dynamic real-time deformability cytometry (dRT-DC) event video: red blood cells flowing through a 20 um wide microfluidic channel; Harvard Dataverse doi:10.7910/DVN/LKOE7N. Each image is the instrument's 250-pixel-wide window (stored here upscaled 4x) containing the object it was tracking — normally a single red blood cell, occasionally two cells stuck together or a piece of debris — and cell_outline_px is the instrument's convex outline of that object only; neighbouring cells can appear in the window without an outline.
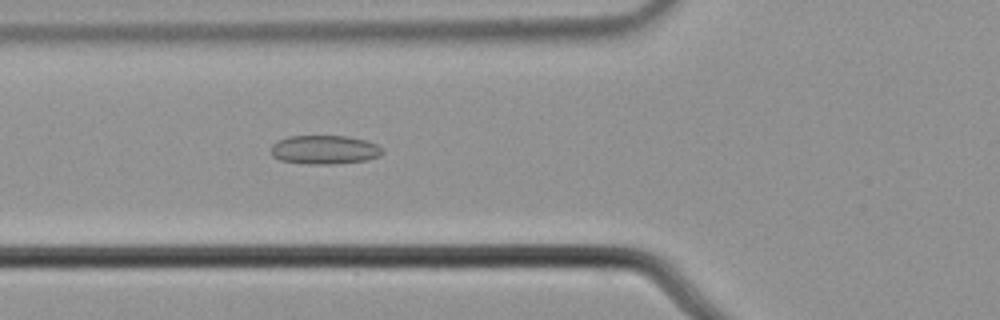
{"species": "common noctule bat (a hibernating species)", "species_latin": "Nyctalus noctula", "temperature_condition": "cold", "stored_images_in_passage": 4, "camera_frame_rate_fps": 3000, "um_per_image_px": 0.085, "animal": {"sex": "male", "body_mass_g": 21.5, "forearm_length_mm": 52.0}, "frame": {"image": 1, "passage_image": 4, "time_ms": 1.0, "image_size_px": [1000, 320], "cell_outline_px": [[384, 152], [380, 156], [364, 160], [332, 164], [308, 164], [280, 160], [272, 156], [268, 152], [272, 144], [288, 136], [348, 136], [364, 140], [376, 144]], "centroid_in_image_um": [27.53, 12.72], "position_along_channel_um": 98.3, "area_um2": 18.73}}